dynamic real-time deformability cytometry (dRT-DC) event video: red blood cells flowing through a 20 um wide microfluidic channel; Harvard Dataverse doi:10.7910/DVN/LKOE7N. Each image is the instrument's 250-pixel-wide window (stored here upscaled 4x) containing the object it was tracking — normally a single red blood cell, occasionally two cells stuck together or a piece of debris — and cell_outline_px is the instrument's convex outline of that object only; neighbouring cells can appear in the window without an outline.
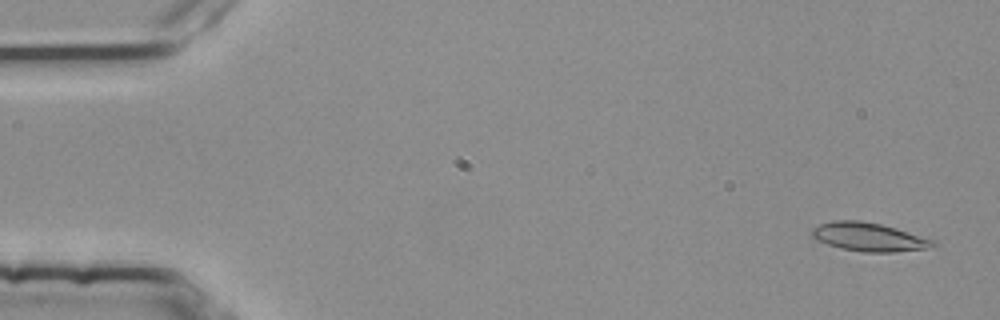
{"species": "common noctule bat (a hibernating species)", "species_latin": "Nyctalus noctula", "temperature_condition": "room temperature", "stored_images_in_passage": 53, "camera_frame_rate_fps": 3000, "um_per_image_px": 0.085, "animal": {"sex": "female", "body_mass_g": 25.1}, "frame": {"image": 1, "passage_image": 3, "time_ms": 0.667, "image_size_px": [1000, 320], "cell_outline_px": [[936, 244], [924, 248], [896, 252], [864, 252], [840, 248], [816, 240], [812, 236], [812, 228], [820, 224], [832, 220], [860, 220], [880, 224], [896, 228], [936, 240]], "centroid_in_image_um": [73.83, 20.13], "position_along_channel_um": 11.2, "area_um2": 20.06}}
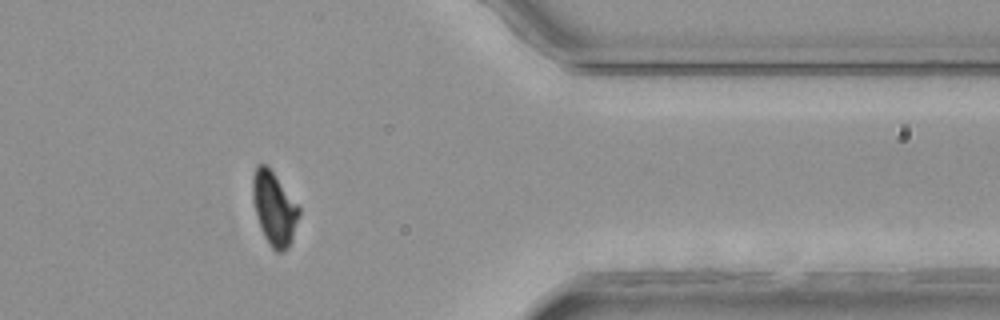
{"frame": {"image": 2, "passage_image": 45, "time_ms": 14.667, "image_size_px": [1000, 320], "cell_outline_px": [[300, 216], [292, 240], [284, 252], [276, 252], [272, 248], [264, 236], [260, 228], [256, 212], [252, 192], [252, 176], [256, 164], [264, 164], [272, 172], [300, 208]], "centroid_in_image_um": [23.31, 17.75], "position_along_channel_um": 388.1, "area_um2": 19.54}}
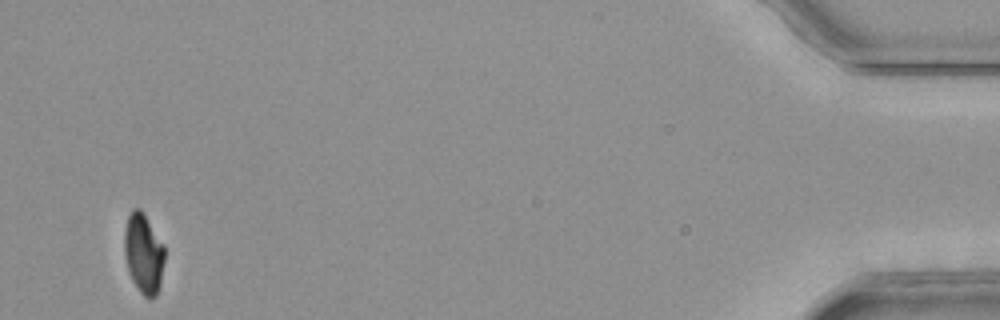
{"frame": {"image": 3, "passage_image": 53, "time_ms": 17.333, "image_size_px": [1000, 320], "cell_outline_px": [[164, 260], [160, 284], [156, 296], [152, 300], [148, 300], [140, 292], [132, 280], [128, 272], [124, 256], [124, 228], [128, 216], [132, 208], [140, 208], [144, 212], [164, 244]], "centroid_in_image_um": [12.19, 21.54], "position_along_channel_um": 423.0, "area_um2": 19.19}, "authors_computed_cell_mechanics": {"area_um2": 19.8254, "velocity_mm_per_s": 3.7965, "shape_relaxation_time_tau1_ms": 4.9208, "shape_relaxation_time_tau2_ms": 2.6862, "deformation_change_tau1": 0.1518, "deformation_change_tau2": 0.09}}